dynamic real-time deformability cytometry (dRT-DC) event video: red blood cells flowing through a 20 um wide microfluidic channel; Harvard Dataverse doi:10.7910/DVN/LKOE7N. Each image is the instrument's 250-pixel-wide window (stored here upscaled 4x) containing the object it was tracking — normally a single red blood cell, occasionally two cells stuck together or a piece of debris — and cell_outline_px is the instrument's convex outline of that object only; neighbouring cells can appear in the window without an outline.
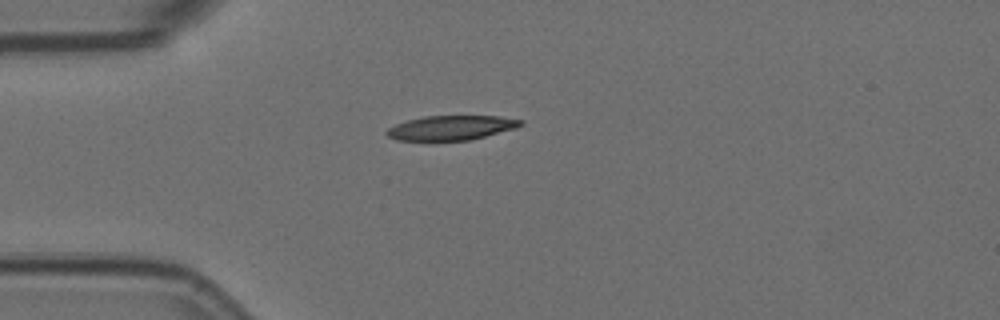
{"species": "Egyptian fruit bat (a non-hibernating species)", "species_latin": "Rousettus aegyptiacus", "temperature_condition": "room temperature", "stored_images_in_passage": 44, "camera_frame_rate_fps": 3000, "um_per_image_px": 0.085, "animal": {"sex": "female"}, "frame": {"image": 1, "passage_image": 1, "time_ms": 0.0, "image_size_px": [1000, 320], "cell_outline_px": [[524, 124], [516, 128], [472, 140], [396, 140], [388, 136], [384, 132], [388, 128], [396, 124], [408, 120], [424, 116], [500, 116], [524, 120]], "centroid_in_image_um": [38.39, 10.86], "position_along_channel_um": 46.6, "area_um2": 19.19}}
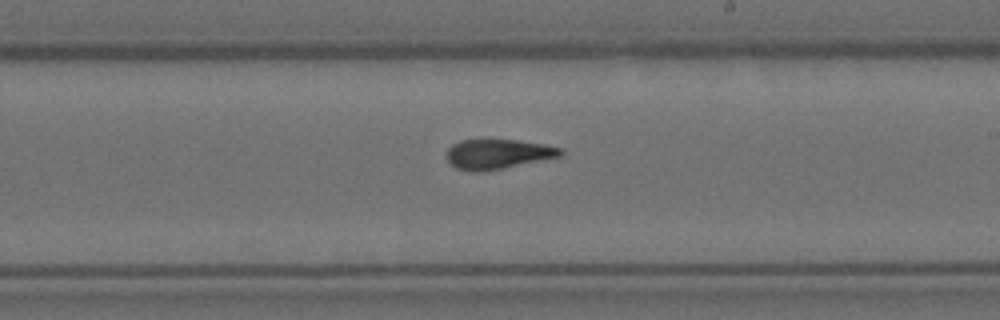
{"frame": {"image": 2, "passage_image": 19, "time_ms": 6.0, "image_size_px": [1000, 320], "cell_outline_px": [[564, 152], [560, 156], [480, 172], [472, 172], [456, 168], [448, 164], [448, 148], [452, 144], [460, 140], [516, 140], [544, 144], [564, 148]], "centroid_in_image_um": [42.29, 13.09], "position_along_channel_um": 246.7, "area_um2": 19.54}}
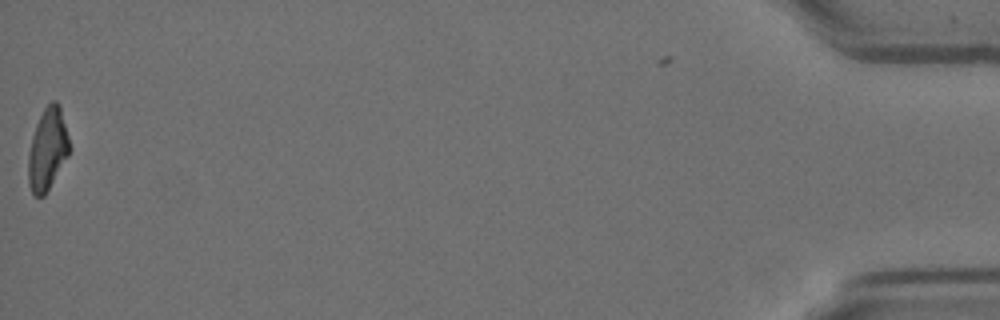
{"frame": {"image": 3, "passage_image": 43, "time_ms": 14.0, "image_size_px": [1000, 320], "cell_outline_px": [[72, 148], [68, 156], [44, 196], [36, 196], [32, 192], [28, 184], [28, 156], [32, 136], [36, 124], [44, 108], [52, 100], [56, 100], [60, 104]], "centroid_in_image_um": [4.06, 12.65], "position_along_channel_um": 431.1, "area_um2": 19.83}, "authors_computed_cell_mechanics": {"area_um2": 20.1722, "velocity_mm_per_s": 3.5675, "shape_relaxation_time_tau1_ms": 4.9029, "shape_relaxation_time_tau2_ms": 2.7614, "deformation_change_tau1": 0.1972, "deformation_change_tau2": 0.0748}}